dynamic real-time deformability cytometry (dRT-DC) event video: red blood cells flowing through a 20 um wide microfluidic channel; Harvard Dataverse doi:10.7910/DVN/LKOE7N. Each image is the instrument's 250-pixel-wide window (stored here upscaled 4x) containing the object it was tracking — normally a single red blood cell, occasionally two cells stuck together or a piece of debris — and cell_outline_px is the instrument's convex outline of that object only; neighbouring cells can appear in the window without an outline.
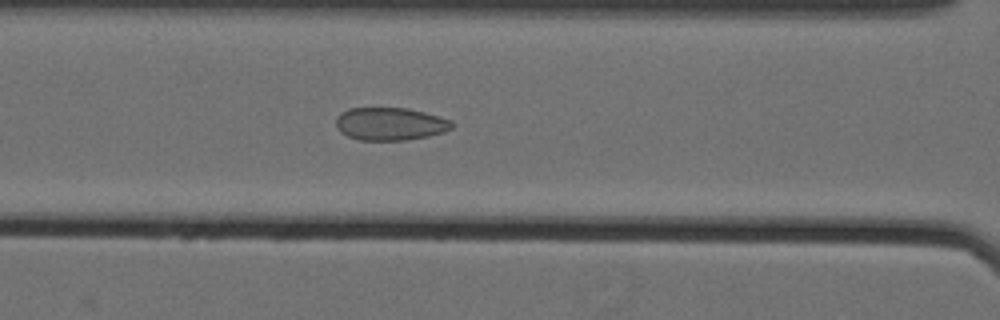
{"species": "Egyptian fruit bat (a non-hibernating species)", "species_latin": "Rousettus aegyptiacus", "temperature_condition": "cold", "stored_images_in_passage": 57, "camera_frame_rate_fps": 3000, "um_per_image_px": 0.085, "animal": {"sex": "female"}, "frame": {"image": 1, "passage_image": 30, "time_ms": 9.667, "image_size_px": [1000, 320], "cell_outline_px": [[452, 128], [444, 132], [428, 136], [404, 140], [360, 140], [348, 136], [340, 132], [336, 128], [336, 116], [340, 112], [348, 108], [408, 108], [424, 112], [452, 120]], "centroid_in_image_um": [33.13, 10.52], "position_along_channel_um": 133.5, "area_um2": 22.25}}
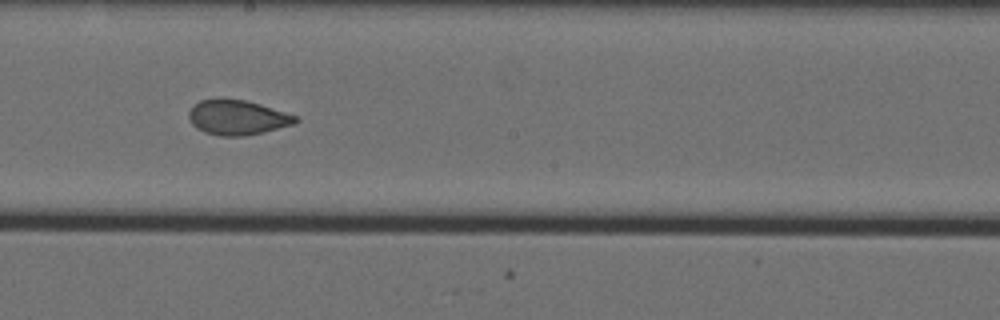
{"frame": {"image": 2, "passage_image": 38, "time_ms": 12.333, "image_size_px": [1000, 320], "cell_outline_px": [[300, 120], [292, 124], [264, 132], [244, 136], [220, 136], [204, 132], [196, 128], [192, 124], [188, 116], [188, 112], [192, 104], [200, 100], [244, 100], [260, 104], [296, 116]], "centroid_in_image_um": [20.14, 10.0], "position_along_channel_um": 228.1, "area_um2": 21.39}}
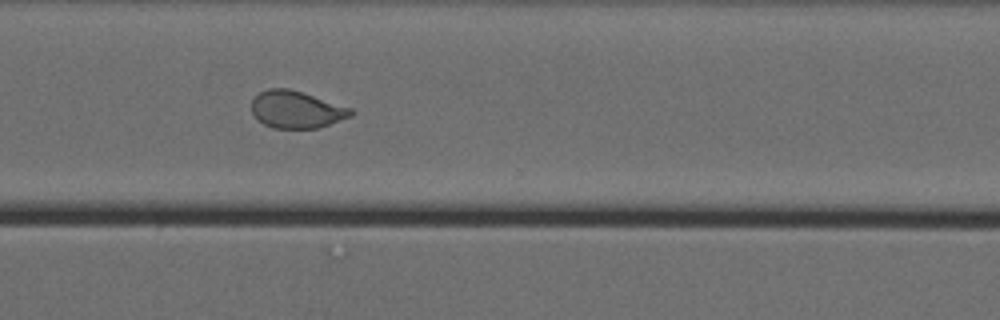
{"frame": {"image": 3, "passage_image": 48, "time_ms": 15.667, "image_size_px": [1000, 320], "cell_outline_px": [[356, 112], [352, 116], [316, 128], [272, 128], [256, 120], [252, 116], [252, 100], [260, 92], [268, 88], [288, 88], [352, 108]], "centroid_in_image_um": [25.17, 9.32], "position_along_channel_um": 345.4, "area_um2": 21.5}}